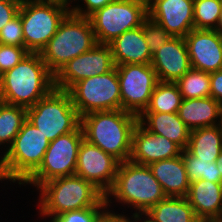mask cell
<instances>
[{"mask_svg": "<svg viewBox=\"0 0 222 222\" xmlns=\"http://www.w3.org/2000/svg\"><path fill=\"white\" fill-rule=\"evenodd\" d=\"M138 116L119 110L96 111L80 117L84 139L118 159L130 160Z\"/></svg>", "mask_w": 222, "mask_h": 222, "instance_id": "obj_1", "label": "cell"}, {"mask_svg": "<svg viewBox=\"0 0 222 222\" xmlns=\"http://www.w3.org/2000/svg\"><path fill=\"white\" fill-rule=\"evenodd\" d=\"M132 217L135 219V221H134V220H133V221L130 220V222H138V221L141 220L140 217H142V216L133 215ZM141 222H142V221H141ZM143 222H149V221H148L147 219H145V221L143 220Z\"/></svg>", "mask_w": 222, "mask_h": 222, "instance_id": "obj_44", "label": "cell"}, {"mask_svg": "<svg viewBox=\"0 0 222 222\" xmlns=\"http://www.w3.org/2000/svg\"><path fill=\"white\" fill-rule=\"evenodd\" d=\"M150 64L160 82L176 83L192 68L185 39L172 37L152 54Z\"/></svg>", "mask_w": 222, "mask_h": 222, "instance_id": "obj_17", "label": "cell"}, {"mask_svg": "<svg viewBox=\"0 0 222 222\" xmlns=\"http://www.w3.org/2000/svg\"><path fill=\"white\" fill-rule=\"evenodd\" d=\"M194 28L216 30L222 15L220 0H199L194 2Z\"/></svg>", "mask_w": 222, "mask_h": 222, "instance_id": "obj_30", "label": "cell"}, {"mask_svg": "<svg viewBox=\"0 0 222 222\" xmlns=\"http://www.w3.org/2000/svg\"><path fill=\"white\" fill-rule=\"evenodd\" d=\"M18 13L23 26L25 48L30 53H40L70 11L58 5L26 0L20 4Z\"/></svg>", "mask_w": 222, "mask_h": 222, "instance_id": "obj_10", "label": "cell"}, {"mask_svg": "<svg viewBox=\"0 0 222 222\" xmlns=\"http://www.w3.org/2000/svg\"><path fill=\"white\" fill-rule=\"evenodd\" d=\"M105 209L106 208H88L70 211L55 217L51 222H95L96 218Z\"/></svg>", "mask_w": 222, "mask_h": 222, "instance_id": "obj_34", "label": "cell"}, {"mask_svg": "<svg viewBox=\"0 0 222 222\" xmlns=\"http://www.w3.org/2000/svg\"><path fill=\"white\" fill-rule=\"evenodd\" d=\"M182 149L162 135H155L144 128L139 122L132 134V162L149 165L156 161L170 159L181 155Z\"/></svg>", "mask_w": 222, "mask_h": 222, "instance_id": "obj_18", "label": "cell"}, {"mask_svg": "<svg viewBox=\"0 0 222 222\" xmlns=\"http://www.w3.org/2000/svg\"><path fill=\"white\" fill-rule=\"evenodd\" d=\"M211 222H222V217L213 219Z\"/></svg>", "mask_w": 222, "mask_h": 222, "instance_id": "obj_47", "label": "cell"}, {"mask_svg": "<svg viewBox=\"0 0 222 222\" xmlns=\"http://www.w3.org/2000/svg\"><path fill=\"white\" fill-rule=\"evenodd\" d=\"M130 1L140 3L144 5L146 8H149L154 0H130Z\"/></svg>", "mask_w": 222, "mask_h": 222, "instance_id": "obj_41", "label": "cell"}, {"mask_svg": "<svg viewBox=\"0 0 222 222\" xmlns=\"http://www.w3.org/2000/svg\"><path fill=\"white\" fill-rule=\"evenodd\" d=\"M183 99L210 97V73L191 68L176 82Z\"/></svg>", "mask_w": 222, "mask_h": 222, "instance_id": "obj_28", "label": "cell"}, {"mask_svg": "<svg viewBox=\"0 0 222 222\" xmlns=\"http://www.w3.org/2000/svg\"><path fill=\"white\" fill-rule=\"evenodd\" d=\"M147 18L148 8L130 0L110 2L89 17L100 44H109L124 32L142 26Z\"/></svg>", "mask_w": 222, "mask_h": 222, "instance_id": "obj_9", "label": "cell"}, {"mask_svg": "<svg viewBox=\"0 0 222 222\" xmlns=\"http://www.w3.org/2000/svg\"><path fill=\"white\" fill-rule=\"evenodd\" d=\"M108 45L115 66L151 63L152 54L144 37L143 25L124 32Z\"/></svg>", "mask_w": 222, "mask_h": 222, "instance_id": "obj_19", "label": "cell"}, {"mask_svg": "<svg viewBox=\"0 0 222 222\" xmlns=\"http://www.w3.org/2000/svg\"><path fill=\"white\" fill-rule=\"evenodd\" d=\"M182 100L176 83L159 81L144 112L178 113Z\"/></svg>", "mask_w": 222, "mask_h": 222, "instance_id": "obj_26", "label": "cell"}, {"mask_svg": "<svg viewBox=\"0 0 222 222\" xmlns=\"http://www.w3.org/2000/svg\"><path fill=\"white\" fill-rule=\"evenodd\" d=\"M217 168L221 174V179H222V151L220 153V155L218 156V159H217Z\"/></svg>", "mask_w": 222, "mask_h": 222, "instance_id": "obj_42", "label": "cell"}, {"mask_svg": "<svg viewBox=\"0 0 222 222\" xmlns=\"http://www.w3.org/2000/svg\"><path fill=\"white\" fill-rule=\"evenodd\" d=\"M37 3L54 4L65 8V0H31Z\"/></svg>", "mask_w": 222, "mask_h": 222, "instance_id": "obj_39", "label": "cell"}, {"mask_svg": "<svg viewBox=\"0 0 222 222\" xmlns=\"http://www.w3.org/2000/svg\"><path fill=\"white\" fill-rule=\"evenodd\" d=\"M144 215L149 222H193L197 218L186 197L170 196L151 207Z\"/></svg>", "mask_w": 222, "mask_h": 222, "instance_id": "obj_25", "label": "cell"}, {"mask_svg": "<svg viewBox=\"0 0 222 222\" xmlns=\"http://www.w3.org/2000/svg\"><path fill=\"white\" fill-rule=\"evenodd\" d=\"M68 92L80 117L96 111L122 109L116 66L105 74L78 81Z\"/></svg>", "mask_w": 222, "mask_h": 222, "instance_id": "obj_8", "label": "cell"}, {"mask_svg": "<svg viewBox=\"0 0 222 222\" xmlns=\"http://www.w3.org/2000/svg\"><path fill=\"white\" fill-rule=\"evenodd\" d=\"M95 222H130V219L124 215L115 214L107 208L96 218Z\"/></svg>", "mask_w": 222, "mask_h": 222, "instance_id": "obj_38", "label": "cell"}, {"mask_svg": "<svg viewBox=\"0 0 222 222\" xmlns=\"http://www.w3.org/2000/svg\"><path fill=\"white\" fill-rule=\"evenodd\" d=\"M142 25L144 37L149 46L151 54L157 51L172 38L164 27L155 23L149 17L143 22Z\"/></svg>", "mask_w": 222, "mask_h": 222, "instance_id": "obj_31", "label": "cell"}, {"mask_svg": "<svg viewBox=\"0 0 222 222\" xmlns=\"http://www.w3.org/2000/svg\"><path fill=\"white\" fill-rule=\"evenodd\" d=\"M27 120L49 141L74 131L80 125V116L69 92L56 88L27 108Z\"/></svg>", "mask_w": 222, "mask_h": 222, "instance_id": "obj_6", "label": "cell"}, {"mask_svg": "<svg viewBox=\"0 0 222 222\" xmlns=\"http://www.w3.org/2000/svg\"><path fill=\"white\" fill-rule=\"evenodd\" d=\"M138 122L152 134L168 138L182 150L187 148L191 130L179 118L178 113L143 112L138 117Z\"/></svg>", "mask_w": 222, "mask_h": 222, "instance_id": "obj_22", "label": "cell"}, {"mask_svg": "<svg viewBox=\"0 0 222 222\" xmlns=\"http://www.w3.org/2000/svg\"><path fill=\"white\" fill-rule=\"evenodd\" d=\"M210 96L222 105V69L210 73Z\"/></svg>", "mask_w": 222, "mask_h": 222, "instance_id": "obj_37", "label": "cell"}, {"mask_svg": "<svg viewBox=\"0 0 222 222\" xmlns=\"http://www.w3.org/2000/svg\"><path fill=\"white\" fill-rule=\"evenodd\" d=\"M40 214L55 217L70 211L107 208L105 195L92 183L74 174L41 184Z\"/></svg>", "mask_w": 222, "mask_h": 222, "instance_id": "obj_3", "label": "cell"}, {"mask_svg": "<svg viewBox=\"0 0 222 222\" xmlns=\"http://www.w3.org/2000/svg\"><path fill=\"white\" fill-rule=\"evenodd\" d=\"M196 217L213 220L222 217V183L196 180L186 196Z\"/></svg>", "mask_w": 222, "mask_h": 222, "instance_id": "obj_20", "label": "cell"}, {"mask_svg": "<svg viewBox=\"0 0 222 222\" xmlns=\"http://www.w3.org/2000/svg\"><path fill=\"white\" fill-rule=\"evenodd\" d=\"M83 1L85 2V9L77 5L76 7L71 8V12L76 16L89 18L97 10L103 8L104 6L115 0H83Z\"/></svg>", "mask_w": 222, "mask_h": 222, "instance_id": "obj_36", "label": "cell"}, {"mask_svg": "<svg viewBox=\"0 0 222 222\" xmlns=\"http://www.w3.org/2000/svg\"><path fill=\"white\" fill-rule=\"evenodd\" d=\"M184 39L193 69L207 73L222 69V38L217 30L194 28Z\"/></svg>", "mask_w": 222, "mask_h": 222, "instance_id": "obj_15", "label": "cell"}, {"mask_svg": "<svg viewBox=\"0 0 222 222\" xmlns=\"http://www.w3.org/2000/svg\"><path fill=\"white\" fill-rule=\"evenodd\" d=\"M178 115L190 130L220 125L222 124V105L211 96L183 99Z\"/></svg>", "mask_w": 222, "mask_h": 222, "instance_id": "obj_23", "label": "cell"}, {"mask_svg": "<svg viewBox=\"0 0 222 222\" xmlns=\"http://www.w3.org/2000/svg\"><path fill=\"white\" fill-rule=\"evenodd\" d=\"M21 2L17 0H0V31L18 14Z\"/></svg>", "mask_w": 222, "mask_h": 222, "instance_id": "obj_35", "label": "cell"}, {"mask_svg": "<svg viewBox=\"0 0 222 222\" xmlns=\"http://www.w3.org/2000/svg\"><path fill=\"white\" fill-rule=\"evenodd\" d=\"M49 140L27 119L12 145L3 155L9 180L24 182L39 168L49 146Z\"/></svg>", "mask_w": 222, "mask_h": 222, "instance_id": "obj_7", "label": "cell"}, {"mask_svg": "<svg viewBox=\"0 0 222 222\" xmlns=\"http://www.w3.org/2000/svg\"><path fill=\"white\" fill-rule=\"evenodd\" d=\"M193 8V0H154L148 8V17L172 37L184 38L194 29Z\"/></svg>", "mask_w": 222, "mask_h": 222, "instance_id": "obj_16", "label": "cell"}, {"mask_svg": "<svg viewBox=\"0 0 222 222\" xmlns=\"http://www.w3.org/2000/svg\"><path fill=\"white\" fill-rule=\"evenodd\" d=\"M120 83L122 110L140 116L147 108L159 82L151 64L116 66Z\"/></svg>", "mask_w": 222, "mask_h": 222, "instance_id": "obj_12", "label": "cell"}, {"mask_svg": "<svg viewBox=\"0 0 222 222\" xmlns=\"http://www.w3.org/2000/svg\"><path fill=\"white\" fill-rule=\"evenodd\" d=\"M181 154L190 183L200 179L213 183H222L217 161L200 160L198 157L191 155L186 149L182 150Z\"/></svg>", "mask_w": 222, "mask_h": 222, "instance_id": "obj_29", "label": "cell"}, {"mask_svg": "<svg viewBox=\"0 0 222 222\" xmlns=\"http://www.w3.org/2000/svg\"><path fill=\"white\" fill-rule=\"evenodd\" d=\"M111 195L120 203L133 206L136 209L133 215L136 216H142L167 197L148 165L131 160L119 164L114 184L105 196L106 205L109 207V202L112 203L109 200Z\"/></svg>", "mask_w": 222, "mask_h": 222, "instance_id": "obj_4", "label": "cell"}, {"mask_svg": "<svg viewBox=\"0 0 222 222\" xmlns=\"http://www.w3.org/2000/svg\"><path fill=\"white\" fill-rule=\"evenodd\" d=\"M166 196L186 197L190 187L182 154L148 165Z\"/></svg>", "mask_w": 222, "mask_h": 222, "instance_id": "obj_21", "label": "cell"}, {"mask_svg": "<svg viewBox=\"0 0 222 222\" xmlns=\"http://www.w3.org/2000/svg\"><path fill=\"white\" fill-rule=\"evenodd\" d=\"M115 67L108 44L96 43L89 51L68 61L54 76L56 89L68 91L75 83L105 74Z\"/></svg>", "mask_w": 222, "mask_h": 222, "instance_id": "obj_13", "label": "cell"}, {"mask_svg": "<svg viewBox=\"0 0 222 222\" xmlns=\"http://www.w3.org/2000/svg\"><path fill=\"white\" fill-rule=\"evenodd\" d=\"M220 34H222V15L220 17L217 29H216Z\"/></svg>", "mask_w": 222, "mask_h": 222, "instance_id": "obj_43", "label": "cell"}, {"mask_svg": "<svg viewBox=\"0 0 222 222\" xmlns=\"http://www.w3.org/2000/svg\"><path fill=\"white\" fill-rule=\"evenodd\" d=\"M120 161L85 139L77 157L75 174L92 183L105 196L112 188Z\"/></svg>", "mask_w": 222, "mask_h": 222, "instance_id": "obj_14", "label": "cell"}, {"mask_svg": "<svg viewBox=\"0 0 222 222\" xmlns=\"http://www.w3.org/2000/svg\"><path fill=\"white\" fill-rule=\"evenodd\" d=\"M74 1V0H73ZM70 2H72V0H65V9H67L68 11L71 12V9L69 7Z\"/></svg>", "mask_w": 222, "mask_h": 222, "instance_id": "obj_46", "label": "cell"}, {"mask_svg": "<svg viewBox=\"0 0 222 222\" xmlns=\"http://www.w3.org/2000/svg\"><path fill=\"white\" fill-rule=\"evenodd\" d=\"M26 119L27 108L0 102V146L12 145Z\"/></svg>", "mask_w": 222, "mask_h": 222, "instance_id": "obj_27", "label": "cell"}, {"mask_svg": "<svg viewBox=\"0 0 222 222\" xmlns=\"http://www.w3.org/2000/svg\"><path fill=\"white\" fill-rule=\"evenodd\" d=\"M193 222H211V220L197 217Z\"/></svg>", "mask_w": 222, "mask_h": 222, "instance_id": "obj_45", "label": "cell"}, {"mask_svg": "<svg viewBox=\"0 0 222 222\" xmlns=\"http://www.w3.org/2000/svg\"><path fill=\"white\" fill-rule=\"evenodd\" d=\"M186 150L204 161H217L222 151V124L190 131Z\"/></svg>", "mask_w": 222, "mask_h": 222, "instance_id": "obj_24", "label": "cell"}, {"mask_svg": "<svg viewBox=\"0 0 222 222\" xmlns=\"http://www.w3.org/2000/svg\"><path fill=\"white\" fill-rule=\"evenodd\" d=\"M54 88V75L40 53L29 52L15 67L1 75L0 99L29 108Z\"/></svg>", "mask_w": 222, "mask_h": 222, "instance_id": "obj_2", "label": "cell"}, {"mask_svg": "<svg viewBox=\"0 0 222 222\" xmlns=\"http://www.w3.org/2000/svg\"><path fill=\"white\" fill-rule=\"evenodd\" d=\"M0 44L25 47L23 26L19 13L1 29Z\"/></svg>", "mask_w": 222, "mask_h": 222, "instance_id": "obj_32", "label": "cell"}, {"mask_svg": "<svg viewBox=\"0 0 222 222\" xmlns=\"http://www.w3.org/2000/svg\"><path fill=\"white\" fill-rule=\"evenodd\" d=\"M28 53L25 47L0 44V75L15 67Z\"/></svg>", "mask_w": 222, "mask_h": 222, "instance_id": "obj_33", "label": "cell"}, {"mask_svg": "<svg viewBox=\"0 0 222 222\" xmlns=\"http://www.w3.org/2000/svg\"><path fill=\"white\" fill-rule=\"evenodd\" d=\"M2 179L3 180H7V179L9 180V177L6 173L3 156L0 159V180L2 181Z\"/></svg>", "mask_w": 222, "mask_h": 222, "instance_id": "obj_40", "label": "cell"}, {"mask_svg": "<svg viewBox=\"0 0 222 222\" xmlns=\"http://www.w3.org/2000/svg\"><path fill=\"white\" fill-rule=\"evenodd\" d=\"M96 43L90 19L70 12L40 55L55 76L68 61L91 50Z\"/></svg>", "mask_w": 222, "mask_h": 222, "instance_id": "obj_5", "label": "cell"}, {"mask_svg": "<svg viewBox=\"0 0 222 222\" xmlns=\"http://www.w3.org/2000/svg\"><path fill=\"white\" fill-rule=\"evenodd\" d=\"M84 139L79 125L74 131L49 142L39 168L24 182L39 187L50 180L74 175L79 146Z\"/></svg>", "mask_w": 222, "mask_h": 222, "instance_id": "obj_11", "label": "cell"}]
</instances>
